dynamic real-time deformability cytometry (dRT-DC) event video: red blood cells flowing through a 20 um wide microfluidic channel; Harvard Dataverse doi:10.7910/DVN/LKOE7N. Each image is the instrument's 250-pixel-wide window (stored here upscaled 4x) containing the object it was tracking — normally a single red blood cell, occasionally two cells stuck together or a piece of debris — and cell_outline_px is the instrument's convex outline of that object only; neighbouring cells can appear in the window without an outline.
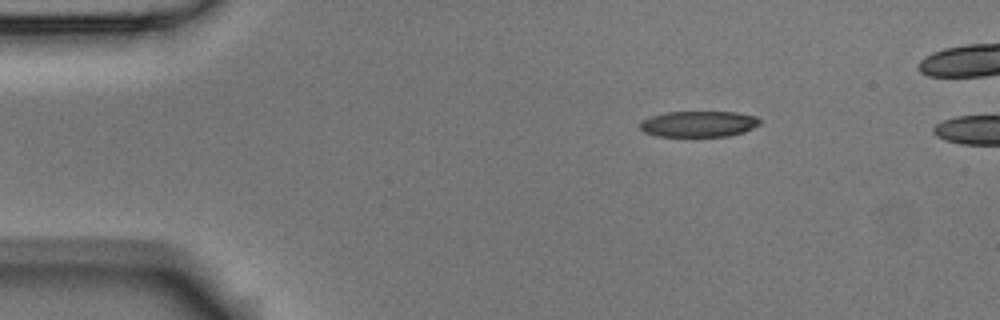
{"species": "Egyptian fruit bat (a non-hibernating species)", "species_latin": "Rousettus aegyptiacus", "temperature_condition": "room temperature", "stored_images_in_passage": 2, "camera_frame_rate_fps": 3000, "um_per_image_px": 0.085, "animal": {"sex": "male"}, "frame": {"image": 1, "passage_image": 1, "time_ms": 0.0, "image_size_px": [1000, 320], "cell_outline_px": [[760, 124], [744, 132], [728, 136], [656, 136], [644, 132], [640, 128], [640, 120], [648, 116], [664, 112], [736, 112], [756, 116], [760, 120]], "centroid_in_image_um": [59.35, 10.53], "position_along_channel_um": 25.7, "area_um2": 18.26}}